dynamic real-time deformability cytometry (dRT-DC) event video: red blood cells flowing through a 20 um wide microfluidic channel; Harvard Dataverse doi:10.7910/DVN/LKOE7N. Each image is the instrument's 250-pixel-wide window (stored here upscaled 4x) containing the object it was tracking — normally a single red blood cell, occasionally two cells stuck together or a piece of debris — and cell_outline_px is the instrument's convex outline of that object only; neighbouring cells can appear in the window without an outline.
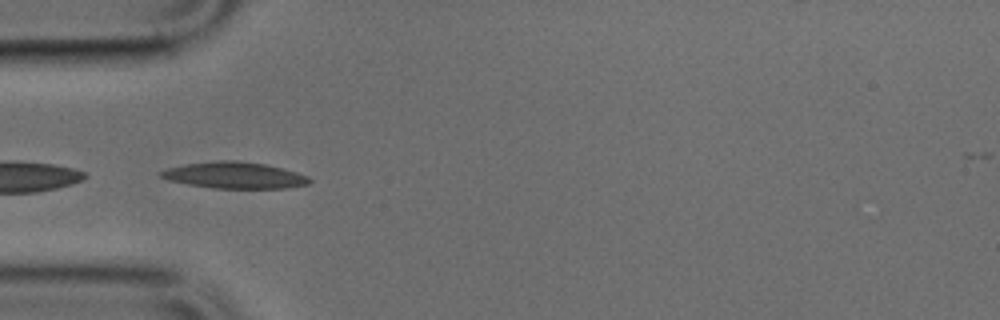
{"species": "common noctule bat (a hibernating species)", "species_latin": "Nyctalus noctula", "temperature_condition": "cold", "stored_images_in_passage": 36, "camera_frame_rate_fps": 3000, "um_per_image_px": 0.085, "animal": {"sex": "male", "body_mass_g": 17.9, "forearm_length_mm": 54.2}, "frame": {"image": 1, "passage_image": 1, "time_ms": 0.0, "image_size_px": [1000, 320], "cell_outline_px": [[312, 180], [308, 184], [288, 188], [212, 188], [188, 184], [168, 180], [160, 176], [160, 172], [168, 168], [184, 164], [220, 160], [236, 160], [264, 164], [284, 168], [308, 176]], "centroid_in_image_um": [19.96, 14.89], "position_along_channel_um": 65.0, "area_um2": 22.83}}
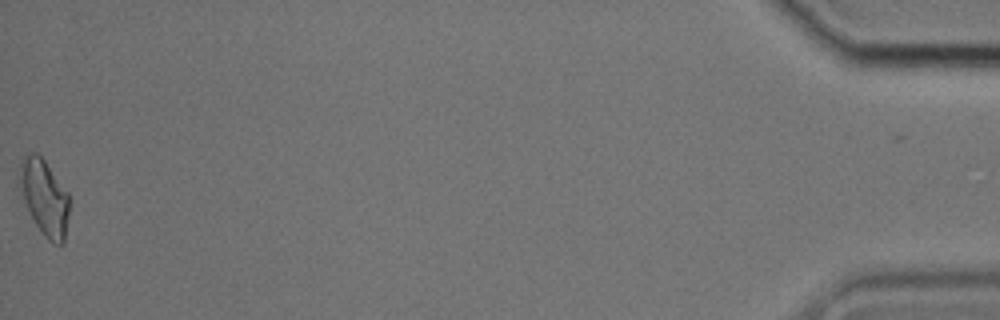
{"frame": {"image": 2, "passage_image": 36, "time_ms": 11.667, "image_size_px": [1000, 320], "cell_outline_px": [[68, 216], [64, 244], [56, 244], [48, 240], [44, 236], [36, 224], [16, 184], [16, 176], [24, 152], [36, 152], [44, 160], [68, 192]], "centroid_in_image_um": [3.72, 16.72], "position_along_channel_um": 431.5, "area_um2": 22.2}}